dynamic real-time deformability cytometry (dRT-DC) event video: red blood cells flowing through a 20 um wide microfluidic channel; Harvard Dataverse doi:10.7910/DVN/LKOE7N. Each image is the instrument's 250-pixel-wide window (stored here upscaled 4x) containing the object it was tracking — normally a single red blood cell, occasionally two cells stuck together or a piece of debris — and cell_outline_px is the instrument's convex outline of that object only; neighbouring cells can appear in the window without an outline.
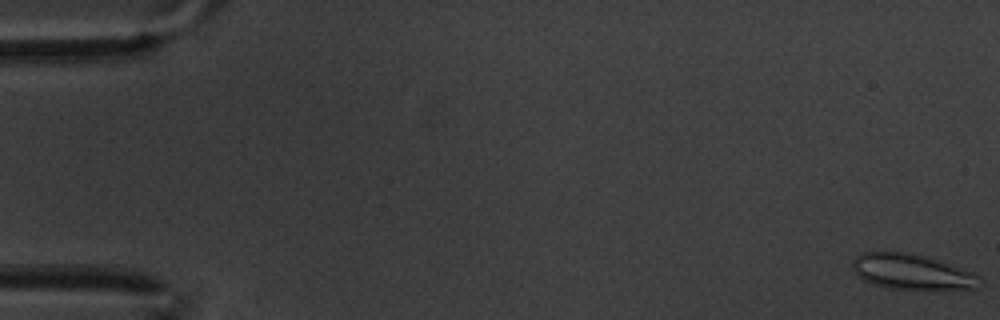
{"species": "common noctule bat (a hibernating species)", "species_latin": "Nyctalus noctula", "temperature_condition": "warm", "stored_images_in_passage": 62, "camera_frame_rate_fps": 3000, "um_per_image_px": 0.085, "animal": {"sex": "male", "body_mass_g": 20.1, "forearm_length_mm": 53.5}, "frame": {"image": 1, "passage_image": 1, "time_ms": 0.0, "image_size_px": [1000, 320], "cell_outline_px": [[984, 284], [976, 288], [892, 288], [872, 284], [864, 280], [852, 268], [852, 260], [860, 252], [912, 252], [972, 272], [984, 280]], "centroid_in_image_um": [77.49, 23.08], "position_along_channel_um": 7.5, "area_um2": 25.72}}
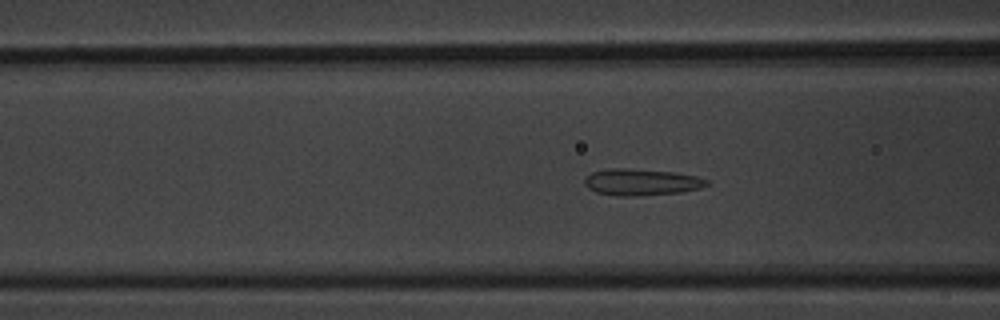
{"frame": {"image": 2, "passage_image": 24, "time_ms": 7.667, "image_size_px": [1000, 320], "cell_outline_px": [[712, 184], [700, 188], [680, 192], [636, 196], [616, 196], [596, 192], [588, 188], [584, 184], [584, 180], [592, 172], [608, 168], [624, 168], [672, 172], [696, 176], [708, 180]], "centroid_in_image_um": [54.52, 15.48], "position_along_channel_um": 112.1, "area_um2": 18.9}}
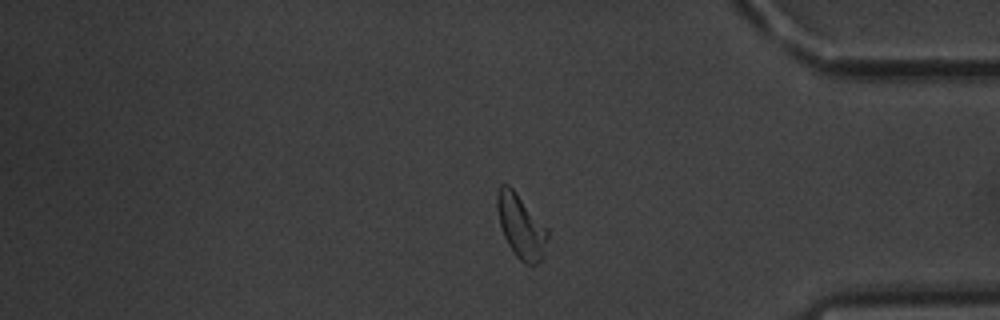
{"frame": {"image": 3, "passage_image": 51, "time_ms": 16.667, "image_size_px": [1000, 320], "cell_outline_px": [[548, 236], [540, 260], [536, 264], [524, 264], [512, 252], [504, 236], [500, 224], [496, 208], [496, 192], [500, 184], [508, 184], [516, 192], [548, 228]], "centroid_in_image_um": [44.25, 19.2], "position_along_channel_um": 391.0, "area_um2": 18.67}, "authors_computed_cell_mechanics": {"area_um2": 18.5827, "velocity_mm_per_s": 3.3279, "shape_relaxation_time_tau1_ms": 10.2885, "shape_relaxation_time_tau2_ms": 1.853, "deformation_change_tau1": 0.175, "deformation_change_tau2": 0.1127}}